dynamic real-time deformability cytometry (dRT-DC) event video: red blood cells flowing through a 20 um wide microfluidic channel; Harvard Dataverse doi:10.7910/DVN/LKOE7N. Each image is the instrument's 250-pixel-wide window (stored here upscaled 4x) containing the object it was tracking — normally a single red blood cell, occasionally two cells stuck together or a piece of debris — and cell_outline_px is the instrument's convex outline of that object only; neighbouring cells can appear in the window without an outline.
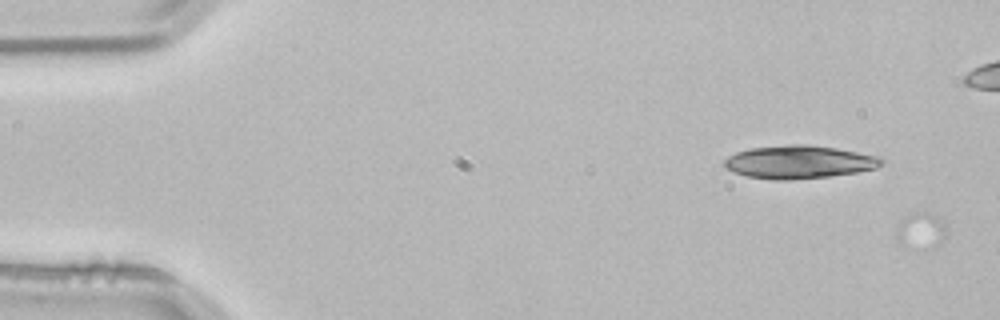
{"species": "common noctule bat (a hibernating species)", "species_latin": "Nyctalus noctula", "temperature_condition": "room temperature", "stored_images_in_passage": 7, "camera_frame_rate_fps": 3000, "um_per_image_px": 0.085, "animal": {"sex": "male", "body_mass_g": 21.5, "forearm_length_mm": 52.0}, "frame": {"image": 1, "passage_image": 1, "time_ms": 0.0, "image_size_px": [1000, 320], "cell_outline_px": [[944, 236], [936, 248], [916, 252], [904, 248], [900, 244], [896, 232], [896, 228], [900, 220], [908, 212], [928, 212], [940, 216], [944, 220]], "centroid_in_image_um": [78.23, 19.64], "position_along_channel_um": 6.8, "area_um2": 11.33}}